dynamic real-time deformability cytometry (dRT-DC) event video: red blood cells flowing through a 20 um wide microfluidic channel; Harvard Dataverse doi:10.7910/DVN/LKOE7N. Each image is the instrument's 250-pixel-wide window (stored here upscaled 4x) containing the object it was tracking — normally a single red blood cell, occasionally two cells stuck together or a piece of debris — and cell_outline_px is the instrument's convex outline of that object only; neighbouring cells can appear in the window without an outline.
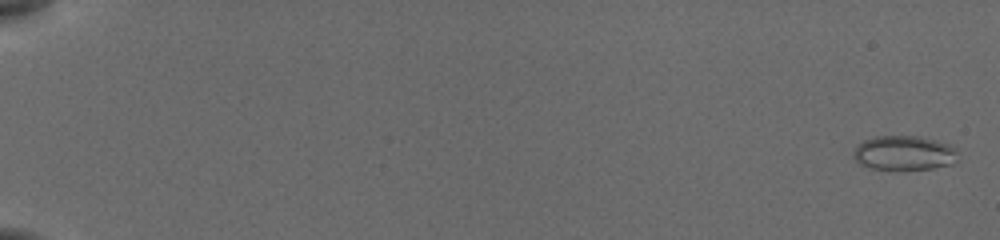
{"species": "common noctule bat (a hibernating species)", "species_latin": "Nyctalus noctula", "temperature_condition": "cold", "stored_images_in_passage": 56, "camera_frame_rate_fps": 3000, "um_per_image_px": 0.085, "animal": {"sex": "female", "body_mass_g": 19.5, "forearm_length_mm": 54.1}, "frame": {"image": 1, "passage_image": 2, "time_ms": 0.333, "image_size_px": [1000, 240], "cell_outline_px": [[956, 152], [952, 164], [932, 168], [872, 168], [860, 164], [852, 156], [852, 152], [856, 144], [864, 140], [876, 136], [920, 136], [936, 140], [948, 144]], "centroid_in_image_um": [76.77, 12.97], "position_along_channel_um": 8.2, "area_um2": 20.52}}
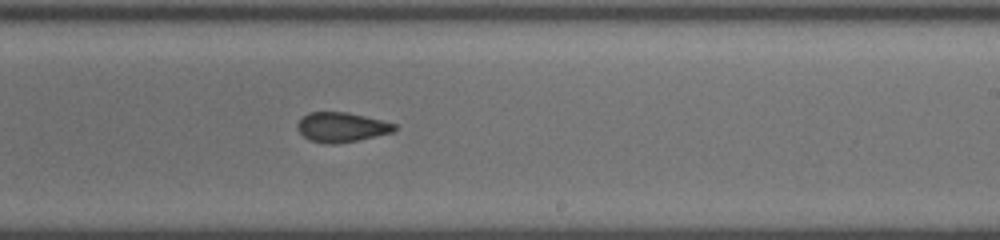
{"frame": {"image": 2, "passage_image": 37, "time_ms": 12.0, "image_size_px": [1000, 240], "cell_outline_px": [[396, 128], [392, 132], [356, 140], [336, 144], [324, 144], [308, 140], [296, 128], [296, 124], [300, 116], [308, 112], [348, 112], [396, 124]], "centroid_in_image_um": [28.94, 10.8], "position_along_channel_um": 260.1, "area_um2": 16.82}}
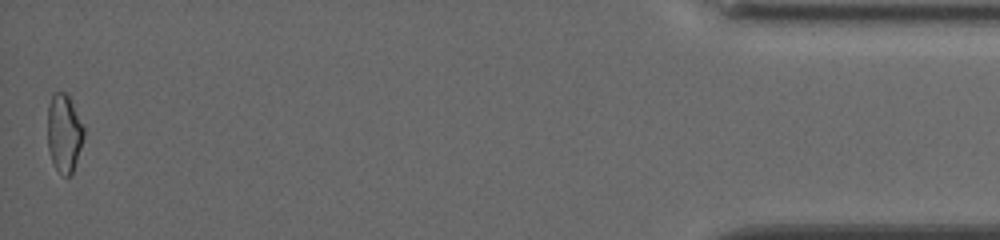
{"frame": {"image": 3, "passage_image": 56, "time_ms": 18.333, "image_size_px": [1000, 240], "cell_outline_px": [[84, 136], [72, 176], [64, 176], [56, 168], [52, 160], [48, 148], [48, 104], [52, 92], [68, 92], [84, 128]], "centroid_in_image_um": [5.45, 11.28], "position_along_channel_um": 429.8, "area_um2": 16.65}, "authors_computed_cell_mechanics": {"area_um2": 17.2244, "velocity_mm_per_s": 3.8765, "shape_relaxation_time_tau1_ms": 4.0658, "shape_relaxation_time_tau2_ms": 2.3528, "deformation_change_tau1": 0.1305, "deformation_change_tau2": 0.085}}